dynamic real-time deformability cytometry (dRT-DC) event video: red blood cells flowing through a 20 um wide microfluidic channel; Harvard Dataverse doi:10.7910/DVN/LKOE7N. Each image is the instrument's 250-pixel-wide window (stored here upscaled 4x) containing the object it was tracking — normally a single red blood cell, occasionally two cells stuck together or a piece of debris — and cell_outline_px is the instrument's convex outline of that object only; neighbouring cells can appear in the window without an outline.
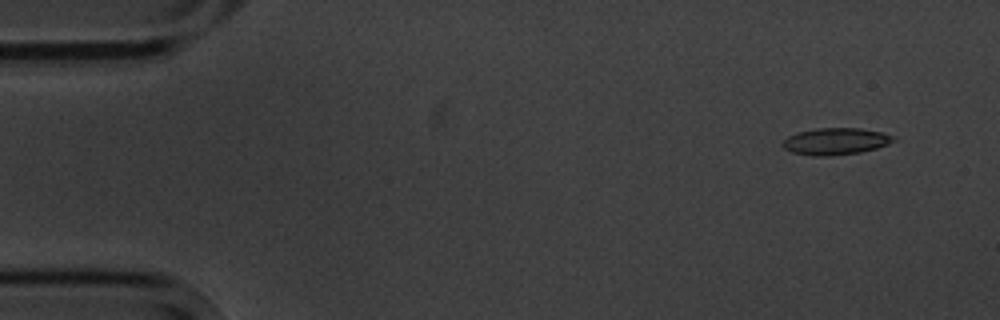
{"species": "common noctule bat (a hibernating species)", "species_latin": "Nyctalus noctula", "temperature_condition": "cold", "stored_images_in_passage": 5, "camera_frame_rate_fps": 3000, "um_per_image_px": 0.085, "animal": {"sex": "male", "body_mass_g": 20.1, "forearm_length_mm": 53.5}, "frame": {"image": 1, "passage_image": 1, "time_ms": 0.0, "image_size_px": [1000, 320], "cell_outline_px": [[896, 140], [888, 144], [876, 148], [860, 152], [832, 156], [812, 156], [792, 152], [784, 148], [780, 144], [788, 136], [796, 132], [816, 128], [860, 128], [880, 132], [892, 136]], "centroid_in_image_um": [70.98, 12.01], "position_along_channel_um": 14.0, "area_um2": 17.34}}
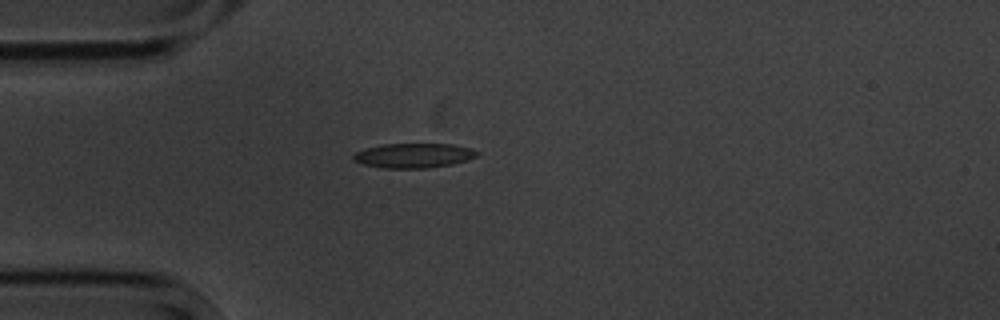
{"frame": {"image": 2, "passage_image": 4, "time_ms": 3.667, "image_size_px": [1000, 320], "cell_outline_px": [[480, 152], [476, 156], [468, 160], [452, 164], [428, 168], [384, 168], [364, 164], [352, 160], [352, 156], [356, 152], [364, 148], [384, 144], [452, 144], [472, 148]], "centroid_in_image_um": [35.17, 13.22], "position_along_channel_um": 49.8, "area_um2": 17.8}}